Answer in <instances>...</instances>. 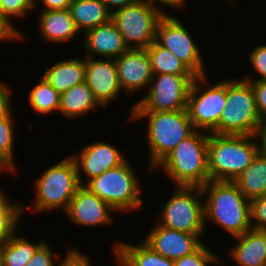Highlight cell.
<instances>
[{
  "mask_svg": "<svg viewBox=\"0 0 266 266\" xmlns=\"http://www.w3.org/2000/svg\"><path fill=\"white\" fill-rule=\"evenodd\" d=\"M208 141V132L195 130L156 169L160 167L177 186H204L209 181Z\"/></svg>",
  "mask_w": 266,
  "mask_h": 266,
  "instance_id": "3957f363",
  "label": "cell"
},
{
  "mask_svg": "<svg viewBox=\"0 0 266 266\" xmlns=\"http://www.w3.org/2000/svg\"><path fill=\"white\" fill-rule=\"evenodd\" d=\"M251 225L253 229L266 230V195L251 200Z\"/></svg>",
  "mask_w": 266,
  "mask_h": 266,
  "instance_id": "836d02e7",
  "label": "cell"
},
{
  "mask_svg": "<svg viewBox=\"0 0 266 266\" xmlns=\"http://www.w3.org/2000/svg\"><path fill=\"white\" fill-rule=\"evenodd\" d=\"M192 37L180 20L164 15L158 22L155 41L177 56L196 76H203L205 63Z\"/></svg>",
  "mask_w": 266,
  "mask_h": 266,
  "instance_id": "7c38bea8",
  "label": "cell"
},
{
  "mask_svg": "<svg viewBox=\"0 0 266 266\" xmlns=\"http://www.w3.org/2000/svg\"><path fill=\"white\" fill-rule=\"evenodd\" d=\"M196 75L154 74L148 93L132 111H178L187 109L188 94Z\"/></svg>",
  "mask_w": 266,
  "mask_h": 266,
  "instance_id": "8fae6325",
  "label": "cell"
},
{
  "mask_svg": "<svg viewBox=\"0 0 266 266\" xmlns=\"http://www.w3.org/2000/svg\"><path fill=\"white\" fill-rule=\"evenodd\" d=\"M0 266H3L2 253H1V244H0Z\"/></svg>",
  "mask_w": 266,
  "mask_h": 266,
  "instance_id": "f6af8a7d",
  "label": "cell"
},
{
  "mask_svg": "<svg viewBox=\"0 0 266 266\" xmlns=\"http://www.w3.org/2000/svg\"><path fill=\"white\" fill-rule=\"evenodd\" d=\"M113 244L118 266H175L174 261L155 252L143 240L137 246L122 241Z\"/></svg>",
  "mask_w": 266,
  "mask_h": 266,
  "instance_id": "44dd1931",
  "label": "cell"
},
{
  "mask_svg": "<svg viewBox=\"0 0 266 266\" xmlns=\"http://www.w3.org/2000/svg\"><path fill=\"white\" fill-rule=\"evenodd\" d=\"M101 105L95 99L93 92L84 82L71 87L60 94L59 112L69 119L85 116L87 113L96 110Z\"/></svg>",
  "mask_w": 266,
  "mask_h": 266,
  "instance_id": "cb8c5ba5",
  "label": "cell"
},
{
  "mask_svg": "<svg viewBox=\"0 0 266 266\" xmlns=\"http://www.w3.org/2000/svg\"><path fill=\"white\" fill-rule=\"evenodd\" d=\"M11 112L8 116L0 119V166L7 172L15 173L14 161V117Z\"/></svg>",
  "mask_w": 266,
  "mask_h": 266,
  "instance_id": "f1b7e54d",
  "label": "cell"
},
{
  "mask_svg": "<svg viewBox=\"0 0 266 266\" xmlns=\"http://www.w3.org/2000/svg\"><path fill=\"white\" fill-rule=\"evenodd\" d=\"M24 35L20 32L14 23H12L0 10V41L19 40L23 41Z\"/></svg>",
  "mask_w": 266,
  "mask_h": 266,
  "instance_id": "d590c367",
  "label": "cell"
},
{
  "mask_svg": "<svg viewBox=\"0 0 266 266\" xmlns=\"http://www.w3.org/2000/svg\"><path fill=\"white\" fill-rule=\"evenodd\" d=\"M68 10L80 33L111 20V12L102 0H72Z\"/></svg>",
  "mask_w": 266,
  "mask_h": 266,
  "instance_id": "603a6c76",
  "label": "cell"
},
{
  "mask_svg": "<svg viewBox=\"0 0 266 266\" xmlns=\"http://www.w3.org/2000/svg\"><path fill=\"white\" fill-rule=\"evenodd\" d=\"M130 165L126 159L121 165L92 178L84 186L116 212L140 209L143 205L141 188L138 176Z\"/></svg>",
  "mask_w": 266,
  "mask_h": 266,
  "instance_id": "8992f818",
  "label": "cell"
},
{
  "mask_svg": "<svg viewBox=\"0 0 266 266\" xmlns=\"http://www.w3.org/2000/svg\"><path fill=\"white\" fill-rule=\"evenodd\" d=\"M38 23L41 37L51 44L68 42L79 33L68 9L43 10Z\"/></svg>",
  "mask_w": 266,
  "mask_h": 266,
  "instance_id": "d6986e66",
  "label": "cell"
},
{
  "mask_svg": "<svg viewBox=\"0 0 266 266\" xmlns=\"http://www.w3.org/2000/svg\"><path fill=\"white\" fill-rule=\"evenodd\" d=\"M85 83L101 107H107L121 93L114 58L85 57Z\"/></svg>",
  "mask_w": 266,
  "mask_h": 266,
  "instance_id": "5bb4252c",
  "label": "cell"
},
{
  "mask_svg": "<svg viewBox=\"0 0 266 266\" xmlns=\"http://www.w3.org/2000/svg\"><path fill=\"white\" fill-rule=\"evenodd\" d=\"M216 254L203 243L192 253L174 261L175 266H210L219 263Z\"/></svg>",
  "mask_w": 266,
  "mask_h": 266,
  "instance_id": "4dcf8cb0",
  "label": "cell"
},
{
  "mask_svg": "<svg viewBox=\"0 0 266 266\" xmlns=\"http://www.w3.org/2000/svg\"><path fill=\"white\" fill-rule=\"evenodd\" d=\"M235 1H236V0H228L229 4L232 3L233 5H235V4H234Z\"/></svg>",
  "mask_w": 266,
  "mask_h": 266,
  "instance_id": "bcb514c9",
  "label": "cell"
},
{
  "mask_svg": "<svg viewBox=\"0 0 266 266\" xmlns=\"http://www.w3.org/2000/svg\"><path fill=\"white\" fill-rule=\"evenodd\" d=\"M43 242L44 240L33 243L15 232L7 241L1 243L3 266H25Z\"/></svg>",
  "mask_w": 266,
  "mask_h": 266,
  "instance_id": "484cf974",
  "label": "cell"
},
{
  "mask_svg": "<svg viewBox=\"0 0 266 266\" xmlns=\"http://www.w3.org/2000/svg\"><path fill=\"white\" fill-rule=\"evenodd\" d=\"M45 5L42 10H63L68 9L72 0H39ZM38 2L35 0V8Z\"/></svg>",
  "mask_w": 266,
  "mask_h": 266,
  "instance_id": "ab89813d",
  "label": "cell"
},
{
  "mask_svg": "<svg viewBox=\"0 0 266 266\" xmlns=\"http://www.w3.org/2000/svg\"><path fill=\"white\" fill-rule=\"evenodd\" d=\"M207 78L206 75L195 77L188 94L187 111L195 130L211 133L225 108L226 80L210 87Z\"/></svg>",
  "mask_w": 266,
  "mask_h": 266,
  "instance_id": "30bf717a",
  "label": "cell"
},
{
  "mask_svg": "<svg viewBox=\"0 0 266 266\" xmlns=\"http://www.w3.org/2000/svg\"><path fill=\"white\" fill-rule=\"evenodd\" d=\"M11 88L0 82V119L8 116L12 112Z\"/></svg>",
  "mask_w": 266,
  "mask_h": 266,
  "instance_id": "f35d334b",
  "label": "cell"
},
{
  "mask_svg": "<svg viewBox=\"0 0 266 266\" xmlns=\"http://www.w3.org/2000/svg\"><path fill=\"white\" fill-rule=\"evenodd\" d=\"M256 137L259 142L260 152L266 155V118L262 120Z\"/></svg>",
  "mask_w": 266,
  "mask_h": 266,
  "instance_id": "60d3db41",
  "label": "cell"
},
{
  "mask_svg": "<svg viewBox=\"0 0 266 266\" xmlns=\"http://www.w3.org/2000/svg\"><path fill=\"white\" fill-rule=\"evenodd\" d=\"M154 6H156L157 10L159 12H161L163 15H170L169 13H165L163 10H161L162 8H159V6L155 5L157 4V2L167 6V7H177L181 9V7L183 6V4H185L186 0H149ZM157 1V2H156ZM155 2V3H154Z\"/></svg>",
  "mask_w": 266,
  "mask_h": 266,
  "instance_id": "7bdbcfd3",
  "label": "cell"
},
{
  "mask_svg": "<svg viewBox=\"0 0 266 266\" xmlns=\"http://www.w3.org/2000/svg\"><path fill=\"white\" fill-rule=\"evenodd\" d=\"M164 15L149 0H137L111 13L128 48L146 49L155 41L159 20Z\"/></svg>",
  "mask_w": 266,
  "mask_h": 266,
  "instance_id": "9c48e42d",
  "label": "cell"
},
{
  "mask_svg": "<svg viewBox=\"0 0 266 266\" xmlns=\"http://www.w3.org/2000/svg\"><path fill=\"white\" fill-rule=\"evenodd\" d=\"M233 182L249 200L265 196L266 155L259 151L252 163Z\"/></svg>",
  "mask_w": 266,
  "mask_h": 266,
  "instance_id": "d4e9b609",
  "label": "cell"
},
{
  "mask_svg": "<svg viewBox=\"0 0 266 266\" xmlns=\"http://www.w3.org/2000/svg\"><path fill=\"white\" fill-rule=\"evenodd\" d=\"M36 200L27 206L37 213L51 210H67L69 202L81 186L78 180L77 168L71 156L60 160L57 164L44 170L35 180Z\"/></svg>",
  "mask_w": 266,
  "mask_h": 266,
  "instance_id": "52a82bcc",
  "label": "cell"
},
{
  "mask_svg": "<svg viewBox=\"0 0 266 266\" xmlns=\"http://www.w3.org/2000/svg\"><path fill=\"white\" fill-rule=\"evenodd\" d=\"M1 170H2L3 172H6L2 167H0V171H1ZM0 173H1V172H0Z\"/></svg>",
  "mask_w": 266,
  "mask_h": 266,
  "instance_id": "7dc6e473",
  "label": "cell"
},
{
  "mask_svg": "<svg viewBox=\"0 0 266 266\" xmlns=\"http://www.w3.org/2000/svg\"><path fill=\"white\" fill-rule=\"evenodd\" d=\"M251 67L260 76L255 80L250 74L242 79L246 81H266V44L258 45L249 52Z\"/></svg>",
  "mask_w": 266,
  "mask_h": 266,
  "instance_id": "d6a6232c",
  "label": "cell"
},
{
  "mask_svg": "<svg viewBox=\"0 0 266 266\" xmlns=\"http://www.w3.org/2000/svg\"><path fill=\"white\" fill-rule=\"evenodd\" d=\"M202 197L201 187L176 185L171 198L164 203L162 212L159 213L160 220H156V223L202 238L206 229Z\"/></svg>",
  "mask_w": 266,
  "mask_h": 266,
  "instance_id": "ba28073f",
  "label": "cell"
},
{
  "mask_svg": "<svg viewBox=\"0 0 266 266\" xmlns=\"http://www.w3.org/2000/svg\"><path fill=\"white\" fill-rule=\"evenodd\" d=\"M8 199V195L0 188V206Z\"/></svg>",
  "mask_w": 266,
  "mask_h": 266,
  "instance_id": "ee69618b",
  "label": "cell"
},
{
  "mask_svg": "<svg viewBox=\"0 0 266 266\" xmlns=\"http://www.w3.org/2000/svg\"><path fill=\"white\" fill-rule=\"evenodd\" d=\"M120 87L130 94L149 88L153 71L146 49L129 48L114 59Z\"/></svg>",
  "mask_w": 266,
  "mask_h": 266,
  "instance_id": "9a60e30c",
  "label": "cell"
},
{
  "mask_svg": "<svg viewBox=\"0 0 266 266\" xmlns=\"http://www.w3.org/2000/svg\"><path fill=\"white\" fill-rule=\"evenodd\" d=\"M90 258L83 252L75 249H67L66 255L57 266H91Z\"/></svg>",
  "mask_w": 266,
  "mask_h": 266,
  "instance_id": "74e56055",
  "label": "cell"
},
{
  "mask_svg": "<svg viewBox=\"0 0 266 266\" xmlns=\"http://www.w3.org/2000/svg\"><path fill=\"white\" fill-rule=\"evenodd\" d=\"M85 58L72 57L59 61L50 66L44 73L43 78L62 94L75 85L85 82Z\"/></svg>",
  "mask_w": 266,
  "mask_h": 266,
  "instance_id": "7402d4cb",
  "label": "cell"
},
{
  "mask_svg": "<svg viewBox=\"0 0 266 266\" xmlns=\"http://www.w3.org/2000/svg\"><path fill=\"white\" fill-rule=\"evenodd\" d=\"M83 49L87 50L85 57L100 56L104 58H117L129 48L118 28L109 22L91 28L84 32Z\"/></svg>",
  "mask_w": 266,
  "mask_h": 266,
  "instance_id": "ac0fdd59",
  "label": "cell"
},
{
  "mask_svg": "<svg viewBox=\"0 0 266 266\" xmlns=\"http://www.w3.org/2000/svg\"><path fill=\"white\" fill-rule=\"evenodd\" d=\"M255 97L260 118H266V81H249Z\"/></svg>",
  "mask_w": 266,
  "mask_h": 266,
  "instance_id": "8d00e7d4",
  "label": "cell"
},
{
  "mask_svg": "<svg viewBox=\"0 0 266 266\" xmlns=\"http://www.w3.org/2000/svg\"><path fill=\"white\" fill-rule=\"evenodd\" d=\"M114 210L87 187L81 185L65 211L67 217L82 226H100L112 223Z\"/></svg>",
  "mask_w": 266,
  "mask_h": 266,
  "instance_id": "2e32d148",
  "label": "cell"
},
{
  "mask_svg": "<svg viewBox=\"0 0 266 266\" xmlns=\"http://www.w3.org/2000/svg\"><path fill=\"white\" fill-rule=\"evenodd\" d=\"M238 243L229 250L240 266H266V230L250 229L234 237Z\"/></svg>",
  "mask_w": 266,
  "mask_h": 266,
  "instance_id": "ffe728a7",
  "label": "cell"
},
{
  "mask_svg": "<svg viewBox=\"0 0 266 266\" xmlns=\"http://www.w3.org/2000/svg\"><path fill=\"white\" fill-rule=\"evenodd\" d=\"M147 117V143L150 153L149 169H155L195 129L187 109L178 111H132L128 120H144Z\"/></svg>",
  "mask_w": 266,
  "mask_h": 266,
  "instance_id": "277c9868",
  "label": "cell"
},
{
  "mask_svg": "<svg viewBox=\"0 0 266 266\" xmlns=\"http://www.w3.org/2000/svg\"><path fill=\"white\" fill-rule=\"evenodd\" d=\"M23 211H25L24 205L17 202L10 203L8 200L0 206V244L17 232Z\"/></svg>",
  "mask_w": 266,
  "mask_h": 266,
  "instance_id": "f546056e",
  "label": "cell"
},
{
  "mask_svg": "<svg viewBox=\"0 0 266 266\" xmlns=\"http://www.w3.org/2000/svg\"><path fill=\"white\" fill-rule=\"evenodd\" d=\"M29 104L40 114H50L60 109V94L43 77L29 93Z\"/></svg>",
  "mask_w": 266,
  "mask_h": 266,
  "instance_id": "83f0119b",
  "label": "cell"
},
{
  "mask_svg": "<svg viewBox=\"0 0 266 266\" xmlns=\"http://www.w3.org/2000/svg\"><path fill=\"white\" fill-rule=\"evenodd\" d=\"M34 9L35 0H2L0 10L13 23Z\"/></svg>",
  "mask_w": 266,
  "mask_h": 266,
  "instance_id": "1f68e13d",
  "label": "cell"
},
{
  "mask_svg": "<svg viewBox=\"0 0 266 266\" xmlns=\"http://www.w3.org/2000/svg\"><path fill=\"white\" fill-rule=\"evenodd\" d=\"M146 50L153 74L195 75L177 56L156 41L152 42Z\"/></svg>",
  "mask_w": 266,
  "mask_h": 266,
  "instance_id": "4316f807",
  "label": "cell"
},
{
  "mask_svg": "<svg viewBox=\"0 0 266 266\" xmlns=\"http://www.w3.org/2000/svg\"><path fill=\"white\" fill-rule=\"evenodd\" d=\"M115 145L104 142H93L81 149V152L70 155L75 162L80 185L100 176L108 169L121 165L126 156ZM84 172V173H83ZM86 174L84 181L82 175Z\"/></svg>",
  "mask_w": 266,
  "mask_h": 266,
  "instance_id": "4fadbf2b",
  "label": "cell"
},
{
  "mask_svg": "<svg viewBox=\"0 0 266 266\" xmlns=\"http://www.w3.org/2000/svg\"><path fill=\"white\" fill-rule=\"evenodd\" d=\"M262 119L249 81L226 80V104L217 127L218 135H256Z\"/></svg>",
  "mask_w": 266,
  "mask_h": 266,
  "instance_id": "5b68a950",
  "label": "cell"
},
{
  "mask_svg": "<svg viewBox=\"0 0 266 266\" xmlns=\"http://www.w3.org/2000/svg\"><path fill=\"white\" fill-rule=\"evenodd\" d=\"M204 200V223L215 222L233 237L252 229L251 200L231 181H208L201 187Z\"/></svg>",
  "mask_w": 266,
  "mask_h": 266,
  "instance_id": "6da1fadb",
  "label": "cell"
},
{
  "mask_svg": "<svg viewBox=\"0 0 266 266\" xmlns=\"http://www.w3.org/2000/svg\"><path fill=\"white\" fill-rule=\"evenodd\" d=\"M108 10L112 13L118 9H121L125 6L131 5L133 3H135L137 0H102Z\"/></svg>",
  "mask_w": 266,
  "mask_h": 266,
  "instance_id": "b9f144b4",
  "label": "cell"
},
{
  "mask_svg": "<svg viewBox=\"0 0 266 266\" xmlns=\"http://www.w3.org/2000/svg\"><path fill=\"white\" fill-rule=\"evenodd\" d=\"M259 151L256 135L209 133V181L233 182L252 163Z\"/></svg>",
  "mask_w": 266,
  "mask_h": 266,
  "instance_id": "7a4b0ae2",
  "label": "cell"
},
{
  "mask_svg": "<svg viewBox=\"0 0 266 266\" xmlns=\"http://www.w3.org/2000/svg\"><path fill=\"white\" fill-rule=\"evenodd\" d=\"M155 252L175 261L195 251L203 242L190 233H185L156 225L143 240Z\"/></svg>",
  "mask_w": 266,
  "mask_h": 266,
  "instance_id": "e0dca14e",
  "label": "cell"
},
{
  "mask_svg": "<svg viewBox=\"0 0 266 266\" xmlns=\"http://www.w3.org/2000/svg\"><path fill=\"white\" fill-rule=\"evenodd\" d=\"M59 258L58 254H53L50 244L43 242L25 266H55L54 260L57 261Z\"/></svg>",
  "mask_w": 266,
  "mask_h": 266,
  "instance_id": "e575fe53",
  "label": "cell"
}]
</instances>
